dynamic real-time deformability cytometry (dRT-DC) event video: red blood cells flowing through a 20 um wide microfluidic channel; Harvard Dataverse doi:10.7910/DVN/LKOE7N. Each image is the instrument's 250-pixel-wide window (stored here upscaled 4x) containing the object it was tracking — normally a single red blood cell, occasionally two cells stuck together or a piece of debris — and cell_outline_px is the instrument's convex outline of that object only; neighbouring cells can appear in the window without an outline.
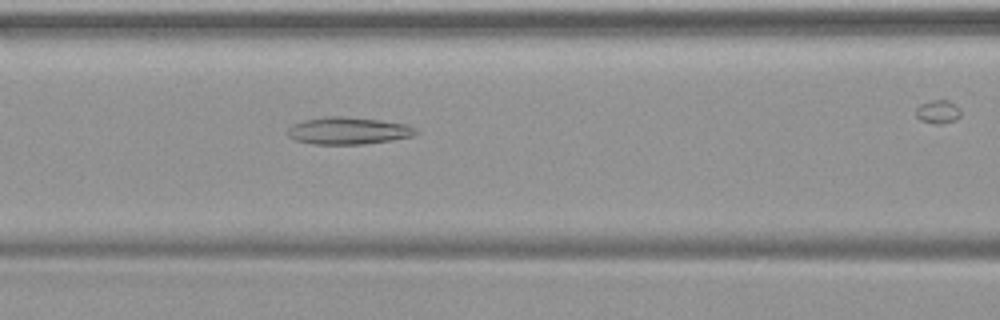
{"species": "common noctule bat (a hibernating species)", "species_latin": "Nyctalus noctula", "temperature_condition": "warm", "stored_images_in_passage": 27, "camera_frame_rate_fps": 3000, "um_per_image_px": 0.085, "animal": {"sex": "female", "body_mass_g": 19.9}, "frame": {"image": 1, "passage_image": 8, "time_ms": 2.333, "image_size_px": [1000, 320], "cell_outline_px": [[420, 132], [412, 136], [392, 140], [364, 144], [312, 144], [292, 140], [288, 136], [288, 128], [292, 124], [304, 120], [324, 116], [344, 116], [380, 120], [408, 124], [416, 128]], "centroid_in_image_um": [29.59, 11.11], "position_along_channel_um": 137.0, "area_um2": 20.58}}
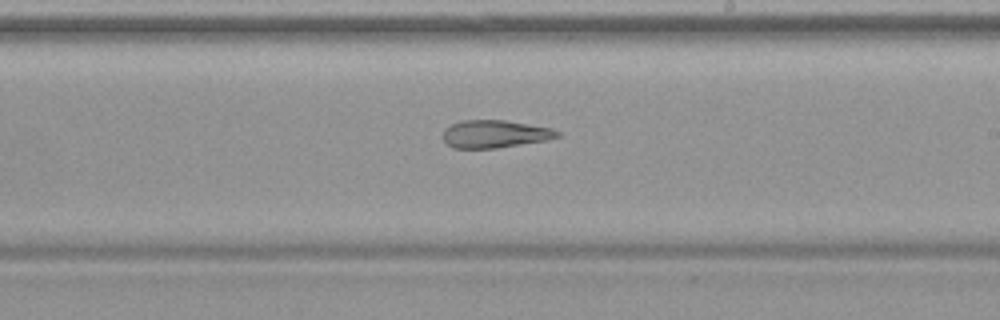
{"frame": {"image": 2, "passage_image": 16, "time_ms": 5.0, "image_size_px": [1000, 320], "cell_outline_px": [[560, 136], [548, 140], [496, 148], [452, 148], [444, 140], [444, 128], [452, 124], [464, 120], [504, 120], [552, 128], [560, 132]], "centroid_in_image_um": [42.08, 11.39], "position_along_channel_um": 246.9, "area_um2": 18.38}}
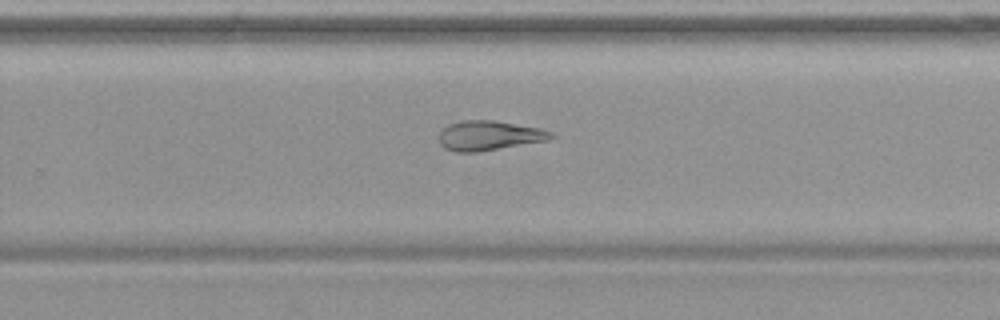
{"frame": {"image": 3, "passage_image": 19, "time_ms": 6.0, "image_size_px": [1000, 320], "cell_outline_px": [[556, 136], [548, 140], [476, 152], [456, 152], [444, 148], [440, 144], [440, 132], [448, 124], [460, 120], [496, 120], [540, 128], [552, 132]], "centroid_in_image_um": [41.57, 11.51], "position_along_channel_um": 288.2, "area_um2": 19.36}}